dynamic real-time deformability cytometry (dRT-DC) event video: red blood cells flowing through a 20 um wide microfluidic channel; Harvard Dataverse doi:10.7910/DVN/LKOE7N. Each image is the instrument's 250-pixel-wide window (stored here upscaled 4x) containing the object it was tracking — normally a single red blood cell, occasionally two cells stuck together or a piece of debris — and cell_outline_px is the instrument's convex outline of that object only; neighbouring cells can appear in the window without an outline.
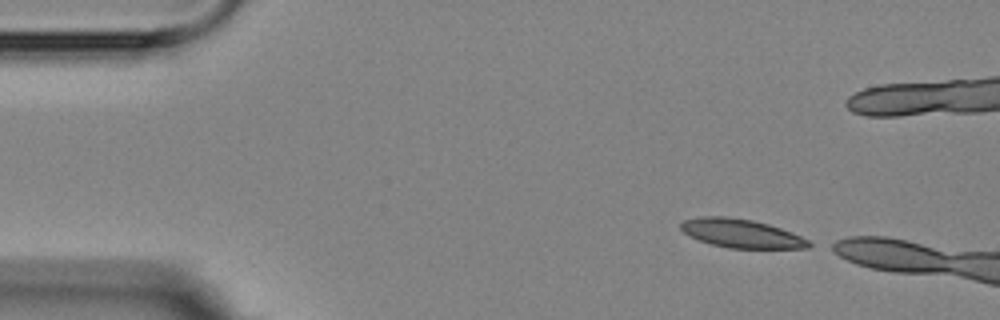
{"species": "Egyptian fruit bat (a non-hibernating species)", "species_latin": "Rousettus aegyptiacus", "temperature_condition": "room temperature", "stored_images_in_passage": 3, "camera_frame_rate_fps": 3000, "um_per_image_px": 0.085, "animal": {"sex": "female"}, "frame": {"image": 1, "passage_image": 1, "time_ms": 0.0, "image_size_px": [1000, 320], "cell_outline_px": [[816, 244], [808, 248], [728, 248], [712, 244], [700, 240], [684, 232], [680, 228], [680, 224], [684, 220], [704, 216], [724, 216], [752, 220], [768, 224], [792, 232]], "centroid_in_image_um": [63.06, 19.84], "position_along_channel_um": 21.9, "area_um2": 21.21}}